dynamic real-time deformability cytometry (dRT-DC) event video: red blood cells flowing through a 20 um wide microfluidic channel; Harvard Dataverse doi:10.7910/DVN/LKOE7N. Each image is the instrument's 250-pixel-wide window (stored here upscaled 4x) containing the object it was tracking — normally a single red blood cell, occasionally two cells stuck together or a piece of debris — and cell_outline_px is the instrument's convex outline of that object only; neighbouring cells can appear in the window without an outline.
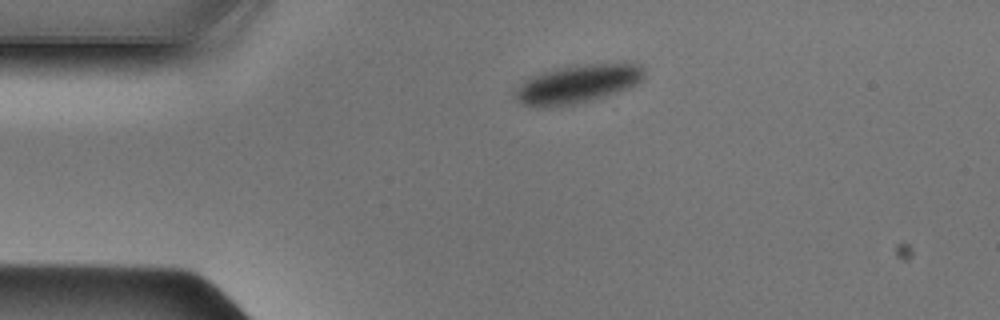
{"species": "Egyptian fruit bat (a non-hibernating species)", "species_latin": "Rousettus aegyptiacus", "temperature_condition": "cold", "stored_images_in_passage": 40, "camera_frame_rate_fps": 3000, "um_per_image_px": 0.085, "animal": {"sex": "male"}, "frame": {"image": 1, "passage_image": 1, "time_ms": 0.0, "image_size_px": [1000, 320], "cell_outline_px": [[644, 80], [628, 88], [604, 96], [568, 104], [524, 104], [516, 100], [512, 92], [524, 80], [540, 72], [576, 64], [640, 64], [644, 68]], "centroid_in_image_um": [49.11, 7.08], "position_along_channel_um": 35.9, "area_um2": 27.98}}
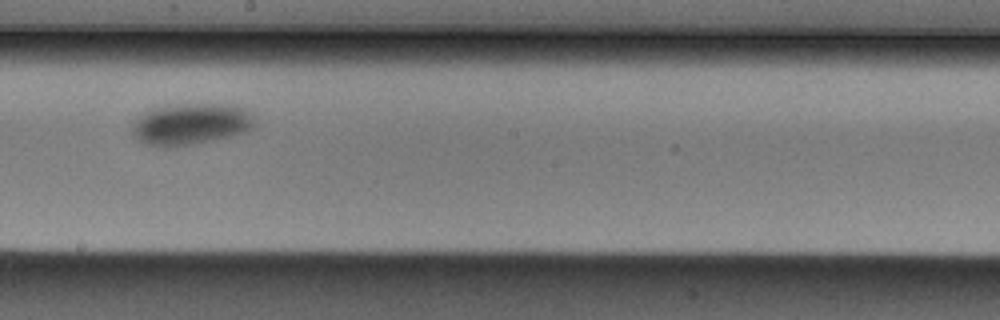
{"frame": {"image": 2, "passage_image": 18, "time_ms": 5.667, "image_size_px": [1000, 320], "cell_outline_px": [[256, 124], [252, 128], [244, 132], [232, 136], [196, 144], [168, 148], [156, 148], [144, 144], [132, 136], [132, 124], [144, 112], [152, 108], [168, 104], [224, 104], [244, 108], [252, 116]], "centroid_in_image_um": [16.16, 10.57], "position_along_channel_um": 232.0, "area_um2": 30.17}}
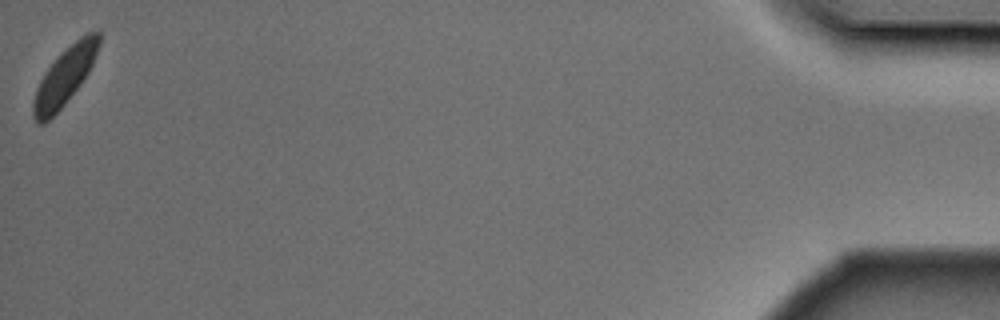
{"frame": {"image": 3, "passage_image": 40, "time_ms": 13.0, "image_size_px": [1000, 320], "cell_outline_px": [[100, 44], [92, 64], [88, 72], [80, 84], [64, 104], [44, 124], [40, 124], [32, 116], [32, 104], [40, 80], [48, 68], [80, 36], [88, 32], [100, 32]], "centroid_in_image_um": [5.5, 6.51], "position_along_channel_um": 429.7, "area_um2": 21.1}}